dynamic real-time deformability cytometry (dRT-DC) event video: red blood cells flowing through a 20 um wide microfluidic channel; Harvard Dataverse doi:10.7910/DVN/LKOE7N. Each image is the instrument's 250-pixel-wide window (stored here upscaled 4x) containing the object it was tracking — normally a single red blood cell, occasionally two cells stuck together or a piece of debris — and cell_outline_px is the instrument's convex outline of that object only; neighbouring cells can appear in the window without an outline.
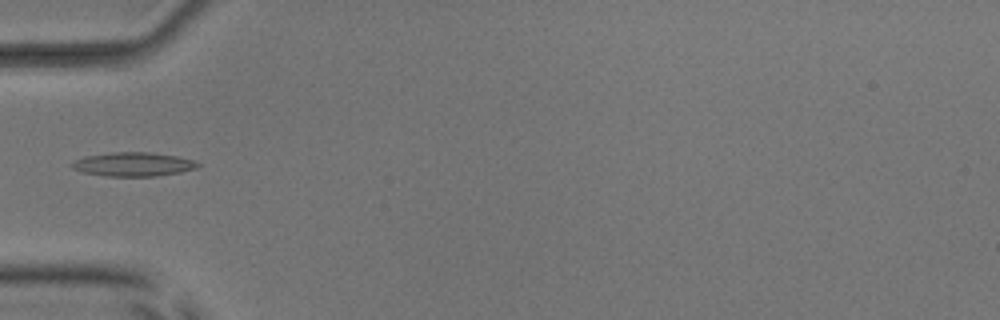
{"species": "common noctule bat (a hibernating species)", "species_latin": "Nyctalus noctula", "temperature_condition": "room temperature", "stored_images_in_passage": 36, "camera_frame_rate_fps": 3000, "um_per_image_px": 0.085, "animal": {"sex": "male", "body_mass_g": 17.9, "forearm_length_mm": 54.2}, "frame": {"image": 1, "passage_image": 1, "time_ms": 0.0, "image_size_px": [1000, 320], "cell_outline_px": [[200, 164], [196, 168], [180, 172], [156, 176], [108, 176], [84, 172], [72, 168], [68, 164], [84, 156], [112, 152], [148, 152], [176, 156], [192, 160]], "centroid_in_image_um": [11.29, 13.96], "position_along_channel_um": 73.7, "area_um2": 17.4}}
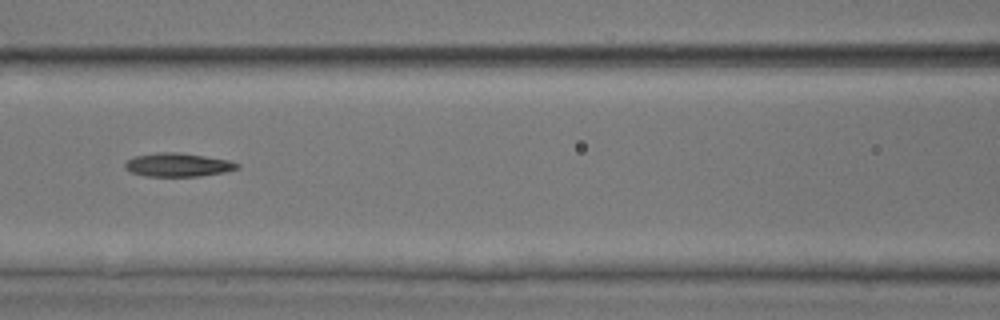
{"frame": {"image": 2, "passage_image": 7, "time_ms": 2.0, "image_size_px": [1000, 320], "cell_outline_px": [[240, 168], [224, 172], [200, 176], [144, 176], [132, 172], [124, 168], [124, 164], [128, 160], [136, 156], [156, 152], [180, 152], [228, 160], [240, 164]], "centroid_in_image_um": [15.13, 14.01], "position_along_channel_um": 151.5, "area_um2": 15.37}}
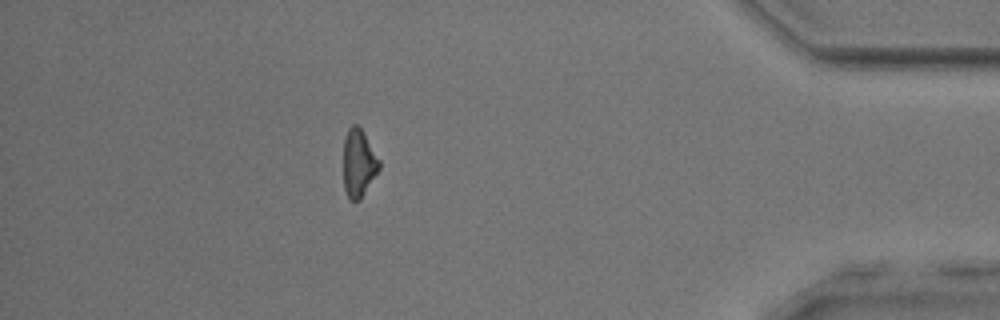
{"frame": {"image": 3, "passage_image": 30, "time_ms": 9.667, "image_size_px": [1000, 320], "cell_outline_px": [[380, 168], [360, 200], [348, 200], [344, 188], [344, 136], [348, 128], [352, 124], [356, 124], [360, 128], [380, 160]], "centroid_in_image_um": [30.47, 13.88], "position_along_channel_um": 404.7, "area_um2": 14.05}, "authors_computed_cell_mechanics": {"area_um2": 14.739, "velocity_mm_per_s": 3.878, "shape_relaxation_time_tau1_ms": null, "shape_relaxation_time_tau2_ms": 3.6039, "deformation_change_tau1": null, "deformation_change_tau2": 0.1287}}